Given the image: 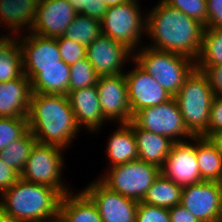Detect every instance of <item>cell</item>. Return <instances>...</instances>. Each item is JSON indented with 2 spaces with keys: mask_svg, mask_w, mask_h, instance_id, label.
Here are the masks:
<instances>
[{
  "mask_svg": "<svg viewBox=\"0 0 222 222\" xmlns=\"http://www.w3.org/2000/svg\"><path fill=\"white\" fill-rule=\"evenodd\" d=\"M20 35L22 37L16 38L22 51L23 73L30 80L38 74V66L63 65L57 38H47L32 32L28 36Z\"/></svg>",
  "mask_w": 222,
  "mask_h": 222,
  "instance_id": "cell-16",
  "label": "cell"
},
{
  "mask_svg": "<svg viewBox=\"0 0 222 222\" xmlns=\"http://www.w3.org/2000/svg\"><path fill=\"white\" fill-rule=\"evenodd\" d=\"M128 1H130V0H105V3L107 5V7H110V6H116L119 4L126 3Z\"/></svg>",
  "mask_w": 222,
  "mask_h": 222,
  "instance_id": "cell-43",
  "label": "cell"
},
{
  "mask_svg": "<svg viewBox=\"0 0 222 222\" xmlns=\"http://www.w3.org/2000/svg\"><path fill=\"white\" fill-rule=\"evenodd\" d=\"M28 130L27 117L0 118V152Z\"/></svg>",
  "mask_w": 222,
  "mask_h": 222,
  "instance_id": "cell-32",
  "label": "cell"
},
{
  "mask_svg": "<svg viewBox=\"0 0 222 222\" xmlns=\"http://www.w3.org/2000/svg\"><path fill=\"white\" fill-rule=\"evenodd\" d=\"M222 203V183L203 181L183 187L181 204L200 222H218Z\"/></svg>",
  "mask_w": 222,
  "mask_h": 222,
  "instance_id": "cell-12",
  "label": "cell"
},
{
  "mask_svg": "<svg viewBox=\"0 0 222 222\" xmlns=\"http://www.w3.org/2000/svg\"><path fill=\"white\" fill-rule=\"evenodd\" d=\"M169 215L170 222H200L196 216L182 204H178L169 209Z\"/></svg>",
  "mask_w": 222,
  "mask_h": 222,
  "instance_id": "cell-41",
  "label": "cell"
},
{
  "mask_svg": "<svg viewBox=\"0 0 222 222\" xmlns=\"http://www.w3.org/2000/svg\"><path fill=\"white\" fill-rule=\"evenodd\" d=\"M38 222H60L59 218H54L52 220H44V221H38Z\"/></svg>",
  "mask_w": 222,
  "mask_h": 222,
  "instance_id": "cell-46",
  "label": "cell"
},
{
  "mask_svg": "<svg viewBox=\"0 0 222 222\" xmlns=\"http://www.w3.org/2000/svg\"><path fill=\"white\" fill-rule=\"evenodd\" d=\"M37 0H0V24L9 28L12 36H20V31L31 30L38 8ZM27 27V28H26ZM24 28L23 30H21Z\"/></svg>",
  "mask_w": 222,
  "mask_h": 222,
  "instance_id": "cell-20",
  "label": "cell"
},
{
  "mask_svg": "<svg viewBox=\"0 0 222 222\" xmlns=\"http://www.w3.org/2000/svg\"><path fill=\"white\" fill-rule=\"evenodd\" d=\"M218 222H222V203H221V211H220V216Z\"/></svg>",
  "mask_w": 222,
  "mask_h": 222,
  "instance_id": "cell-47",
  "label": "cell"
},
{
  "mask_svg": "<svg viewBox=\"0 0 222 222\" xmlns=\"http://www.w3.org/2000/svg\"><path fill=\"white\" fill-rule=\"evenodd\" d=\"M207 12L205 28H222V0H207Z\"/></svg>",
  "mask_w": 222,
  "mask_h": 222,
  "instance_id": "cell-40",
  "label": "cell"
},
{
  "mask_svg": "<svg viewBox=\"0 0 222 222\" xmlns=\"http://www.w3.org/2000/svg\"><path fill=\"white\" fill-rule=\"evenodd\" d=\"M191 140L194 143L187 140L174 143L160 168L163 175L181 187L203 182L196 158V136Z\"/></svg>",
  "mask_w": 222,
  "mask_h": 222,
  "instance_id": "cell-14",
  "label": "cell"
},
{
  "mask_svg": "<svg viewBox=\"0 0 222 222\" xmlns=\"http://www.w3.org/2000/svg\"><path fill=\"white\" fill-rule=\"evenodd\" d=\"M134 64V69L124 74L132 117L141 109L160 105L173 97L136 62Z\"/></svg>",
  "mask_w": 222,
  "mask_h": 222,
  "instance_id": "cell-15",
  "label": "cell"
},
{
  "mask_svg": "<svg viewBox=\"0 0 222 222\" xmlns=\"http://www.w3.org/2000/svg\"><path fill=\"white\" fill-rule=\"evenodd\" d=\"M70 67L63 65L38 66V74L31 80L32 92L68 95Z\"/></svg>",
  "mask_w": 222,
  "mask_h": 222,
  "instance_id": "cell-23",
  "label": "cell"
},
{
  "mask_svg": "<svg viewBox=\"0 0 222 222\" xmlns=\"http://www.w3.org/2000/svg\"><path fill=\"white\" fill-rule=\"evenodd\" d=\"M107 144L109 167L138 159L136 139L133 129L128 123H120L118 129L110 135Z\"/></svg>",
  "mask_w": 222,
  "mask_h": 222,
  "instance_id": "cell-24",
  "label": "cell"
},
{
  "mask_svg": "<svg viewBox=\"0 0 222 222\" xmlns=\"http://www.w3.org/2000/svg\"><path fill=\"white\" fill-rule=\"evenodd\" d=\"M0 222H16L0 208Z\"/></svg>",
  "mask_w": 222,
  "mask_h": 222,
  "instance_id": "cell-44",
  "label": "cell"
},
{
  "mask_svg": "<svg viewBox=\"0 0 222 222\" xmlns=\"http://www.w3.org/2000/svg\"><path fill=\"white\" fill-rule=\"evenodd\" d=\"M36 142L37 140L28 130L21 138L0 152V159L21 174Z\"/></svg>",
  "mask_w": 222,
  "mask_h": 222,
  "instance_id": "cell-28",
  "label": "cell"
},
{
  "mask_svg": "<svg viewBox=\"0 0 222 222\" xmlns=\"http://www.w3.org/2000/svg\"><path fill=\"white\" fill-rule=\"evenodd\" d=\"M57 46L61 60L69 66L77 60L86 57V46L67 39L64 36L57 38Z\"/></svg>",
  "mask_w": 222,
  "mask_h": 222,
  "instance_id": "cell-34",
  "label": "cell"
},
{
  "mask_svg": "<svg viewBox=\"0 0 222 222\" xmlns=\"http://www.w3.org/2000/svg\"><path fill=\"white\" fill-rule=\"evenodd\" d=\"M208 138L222 155V130L213 132Z\"/></svg>",
  "mask_w": 222,
  "mask_h": 222,
  "instance_id": "cell-42",
  "label": "cell"
},
{
  "mask_svg": "<svg viewBox=\"0 0 222 222\" xmlns=\"http://www.w3.org/2000/svg\"><path fill=\"white\" fill-rule=\"evenodd\" d=\"M23 74L22 51L19 40L10 37L0 45V83Z\"/></svg>",
  "mask_w": 222,
  "mask_h": 222,
  "instance_id": "cell-27",
  "label": "cell"
},
{
  "mask_svg": "<svg viewBox=\"0 0 222 222\" xmlns=\"http://www.w3.org/2000/svg\"><path fill=\"white\" fill-rule=\"evenodd\" d=\"M86 58L94 67L97 75L112 76L124 73L125 61L133 60V52L108 35L101 33L86 46Z\"/></svg>",
  "mask_w": 222,
  "mask_h": 222,
  "instance_id": "cell-11",
  "label": "cell"
},
{
  "mask_svg": "<svg viewBox=\"0 0 222 222\" xmlns=\"http://www.w3.org/2000/svg\"><path fill=\"white\" fill-rule=\"evenodd\" d=\"M101 34V22L92 17L77 14L72 24L67 28L65 38L84 46L89 45Z\"/></svg>",
  "mask_w": 222,
  "mask_h": 222,
  "instance_id": "cell-30",
  "label": "cell"
},
{
  "mask_svg": "<svg viewBox=\"0 0 222 222\" xmlns=\"http://www.w3.org/2000/svg\"><path fill=\"white\" fill-rule=\"evenodd\" d=\"M5 35H6V36H5ZM5 35L2 34V36L0 37V45H1L3 42H5L9 37H11V35H9V34H5Z\"/></svg>",
  "mask_w": 222,
  "mask_h": 222,
  "instance_id": "cell-45",
  "label": "cell"
},
{
  "mask_svg": "<svg viewBox=\"0 0 222 222\" xmlns=\"http://www.w3.org/2000/svg\"><path fill=\"white\" fill-rule=\"evenodd\" d=\"M96 88L100 107L106 120L117 121L118 124L129 123L132 120L124 73L98 77Z\"/></svg>",
  "mask_w": 222,
  "mask_h": 222,
  "instance_id": "cell-13",
  "label": "cell"
},
{
  "mask_svg": "<svg viewBox=\"0 0 222 222\" xmlns=\"http://www.w3.org/2000/svg\"><path fill=\"white\" fill-rule=\"evenodd\" d=\"M67 96L78 126L90 132L99 131L106 119L100 107L96 85L70 91Z\"/></svg>",
  "mask_w": 222,
  "mask_h": 222,
  "instance_id": "cell-18",
  "label": "cell"
},
{
  "mask_svg": "<svg viewBox=\"0 0 222 222\" xmlns=\"http://www.w3.org/2000/svg\"><path fill=\"white\" fill-rule=\"evenodd\" d=\"M196 158L203 181L222 183V155L209 138L196 136Z\"/></svg>",
  "mask_w": 222,
  "mask_h": 222,
  "instance_id": "cell-25",
  "label": "cell"
},
{
  "mask_svg": "<svg viewBox=\"0 0 222 222\" xmlns=\"http://www.w3.org/2000/svg\"><path fill=\"white\" fill-rule=\"evenodd\" d=\"M182 190L183 187L176 185L171 179L160 172L141 202L171 209L181 204Z\"/></svg>",
  "mask_w": 222,
  "mask_h": 222,
  "instance_id": "cell-26",
  "label": "cell"
},
{
  "mask_svg": "<svg viewBox=\"0 0 222 222\" xmlns=\"http://www.w3.org/2000/svg\"><path fill=\"white\" fill-rule=\"evenodd\" d=\"M20 179V174L0 159V195Z\"/></svg>",
  "mask_w": 222,
  "mask_h": 222,
  "instance_id": "cell-39",
  "label": "cell"
},
{
  "mask_svg": "<svg viewBox=\"0 0 222 222\" xmlns=\"http://www.w3.org/2000/svg\"><path fill=\"white\" fill-rule=\"evenodd\" d=\"M160 172L158 166L136 159L110 167L99 180L122 196L141 202Z\"/></svg>",
  "mask_w": 222,
  "mask_h": 222,
  "instance_id": "cell-7",
  "label": "cell"
},
{
  "mask_svg": "<svg viewBox=\"0 0 222 222\" xmlns=\"http://www.w3.org/2000/svg\"><path fill=\"white\" fill-rule=\"evenodd\" d=\"M69 92L97 84L98 75L87 58L77 60L70 65Z\"/></svg>",
  "mask_w": 222,
  "mask_h": 222,
  "instance_id": "cell-31",
  "label": "cell"
},
{
  "mask_svg": "<svg viewBox=\"0 0 222 222\" xmlns=\"http://www.w3.org/2000/svg\"><path fill=\"white\" fill-rule=\"evenodd\" d=\"M207 77L214 96L222 95V64L217 66H196Z\"/></svg>",
  "mask_w": 222,
  "mask_h": 222,
  "instance_id": "cell-38",
  "label": "cell"
},
{
  "mask_svg": "<svg viewBox=\"0 0 222 222\" xmlns=\"http://www.w3.org/2000/svg\"><path fill=\"white\" fill-rule=\"evenodd\" d=\"M140 49L133 53L131 62H136L173 97L196 68L195 60L187 56L155 50L147 45Z\"/></svg>",
  "mask_w": 222,
  "mask_h": 222,
  "instance_id": "cell-4",
  "label": "cell"
},
{
  "mask_svg": "<svg viewBox=\"0 0 222 222\" xmlns=\"http://www.w3.org/2000/svg\"><path fill=\"white\" fill-rule=\"evenodd\" d=\"M220 130H222V95H216L211 104L208 128L200 136L208 138L213 132Z\"/></svg>",
  "mask_w": 222,
  "mask_h": 222,
  "instance_id": "cell-37",
  "label": "cell"
},
{
  "mask_svg": "<svg viewBox=\"0 0 222 222\" xmlns=\"http://www.w3.org/2000/svg\"><path fill=\"white\" fill-rule=\"evenodd\" d=\"M213 91L207 77L194 69L174 96L187 129L200 136L209 124Z\"/></svg>",
  "mask_w": 222,
  "mask_h": 222,
  "instance_id": "cell-5",
  "label": "cell"
},
{
  "mask_svg": "<svg viewBox=\"0 0 222 222\" xmlns=\"http://www.w3.org/2000/svg\"><path fill=\"white\" fill-rule=\"evenodd\" d=\"M64 148L36 142L20 178L26 182L56 189L62 196L73 191L62 183Z\"/></svg>",
  "mask_w": 222,
  "mask_h": 222,
  "instance_id": "cell-8",
  "label": "cell"
},
{
  "mask_svg": "<svg viewBox=\"0 0 222 222\" xmlns=\"http://www.w3.org/2000/svg\"><path fill=\"white\" fill-rule=\"evenodd\" d=\"M132 121L139 128L165 136L174 143L186 141L185 139L191 140L194 137L185 126L174 97L160 105L139 110Z\"/></svg>",
  "mask_w": 222,
  "mask_h": 222,
  "instance_id": "cell-9",
  "label": "cell"
},
{
  "mask_svg": "<svg viewBox=\"0 0 222 222\" xmlns=\"http://www.w3.org/2000/svg\"><path fill=\"white\" fill-rule=\"evenodd\" d=\"M184 14L206 26L208 22L207 0H163Z\"/></svg>",
  "mask_w": 222,
  "mask_h": 222,
  "instance_id": "cell-33",
  "label": "cell"
},
{
  "mask_svg": "<svg viewBox=\"0 0 222 222\" xmlns=\"http://www.w3.org/2000/svg\"><path fill=\"white\" fill-rule=\"evenodd\" d=\"M32 93L31 80L24 73L0 83V118L28 117Z\"/></svg>",
  "mask_w": 222,
  "mask_h": 222,
  "instance_id": "cell-19",
  "label": "cell"
},
{
  "mask_svg": "<svg viewBox=\"0 0 222 222\" xmlns=\"http://www.w3.org/2000/svg\"><path fill=\"white\" fill-rule=\"evenodd\" d=\"M78 14L102 21L108 9L105 0H67Z\"/></svg>",
  "mask_w": 222,
  "mask_h": 222,
  "instance_id": "cell-35",
  "label": "cell"
},
{
  "mask_svg": "<svg viewBox=\"0 0 222 222\" xmlns=\"http://www.w3.org/2000/svg\"><path fill=\"white\" fill-rule=\"evenodd\" d=\"M0 197V208L16 222L59 218L62 195L54 188L20 178Z\"/></svg>",
  "mask_w": 222,
  "mask_h": 222,
  "instance_id": "cell-3",
  "label": "cell"
},
{
  "mask_svg": "<svg viewBox=\"0 0 222 222\" xmlns=\"http://www.w3.org/2000/svg\"><path fill=\"white\" fill-rule=\"evenodd\" d=\"M77 14L67 0L41 1L30 32L47 38L62 37Z\"/></svg>",
  "mask_w": 222,
  "mask_h": 222,
  "instance_id": "cell-17",
  "label": "cell"
},
{
  "mask_svg": "<svg viewBox=\"0 0 222 222\" xmlns=\"http://www.w3.org/2000/svg\"><path fill=\"white\" fill-rule=\"evenodd\" d=\"M60 222H102L100 213L93 201L80 191L62 196L59 205Z\"/></svg>",
  "mask_w": 222,
  "mask_h": 222,
  "instance_id": "cell-22",
  "label": "cell"
},
{
  "mask_svg": "<svg viewBox=\"0 0 222 222\" xmlns=\"http://www.w3.org/2000/svg\"><path fill=\"white\" fill-rule=\"evenodd\" d=\"M157 4L145 15L146 35L153 40L148 47L178 53L196 61L205 26L163 0Z\"/></svg>",
  "mask_w": 222,
  "mask_h": 222,
  "instance_id": "cell-1",
  "label": "cell"
},
{
  "mask_svg": "<svg viewBox=\"0 0 222 222\" xmlns=\"http://www.w3.org/2000/svg\"><path fill=\"white\" fill-rule=\"evenodd\" d=\"M28 128L37 142L67 148L78 126L67 95L32 93Z\"/></svg>",
  "mask_w": 222,
  "mask_h": 222,
  "instance_id": "cell-2",
  "label": "cell"
},
{
  "mask_svg": "<svg viewBox=\"0 0 222 222\" xmlns=\"http://www.w3.org/2000/svg\"><path fill=\"white\" fill-rule=\"evenodd\" d=\"M128 124L136 139L138 159L161 168L174 142L165 136L139 128L132 120Z\"/></svg>",
  "mask_w": 222,
  "mask_h": 222,
  "instance_id": "cell-21",
  "label": "cell"
},
{
  "mask_svg": "<svg viewBox=\"0 0 222 222\" xmlns=\"http://www.w3.org/2000/svg\"><path fill=\"white\" fill-rule=\"evenodd\" d=\"M196 66H217L222 64V28H205Z\"/></svg>",
  "mask_w": 222,
  "mask_h": 222,
  "instance_id": "cell-29",
  "label": "cell"
},
{
  "mask_svg": "<svg viewBox=\"0 0 222 222\" xmlns=\"http://www.w3.org/2000/svg\"><path fill=\"white\" fill-rule=\"evenodd\" d=\"M96 205L102 222H135L138 201L109 189L99 179L82 190Z\"/></svg>",
  "mask_w": 222,
  "mask_h": 222,
  "instance_id": "cell-10",
  "label": "cell"
},
{
  "mask_svg": "<svg viewBox=\"0 0 222 222\" xmlns=\"http://www.w3.org/2000/svg\"><path fill=\"white\" fill-rule=\"evenodd\" d=\"M135 222H170L169 209L139 202Z\"/></svg>",
  "mask_w": 222,
  "mask_h": 222,
  "instance_id": "cell-36",
  "label": "cell"
},
{
  "mask_svg": "<svg viewBox=\"0 0 222 222\" xmlns=\"http://www.w3.org/2000/svg\"><path fill=\"white\" fill-rule=\"evenodd\" d=\"M137 1L130 0L108 7L101 21V33L123 44L133 53L138 46L141 47V37L146 34V16L141 15Z\"/></svg>",
  "mask_w": 222,
  "mask_h": 222,
  "instance_id": "cell-6",
  "label": "cell"
}]
</instances>
